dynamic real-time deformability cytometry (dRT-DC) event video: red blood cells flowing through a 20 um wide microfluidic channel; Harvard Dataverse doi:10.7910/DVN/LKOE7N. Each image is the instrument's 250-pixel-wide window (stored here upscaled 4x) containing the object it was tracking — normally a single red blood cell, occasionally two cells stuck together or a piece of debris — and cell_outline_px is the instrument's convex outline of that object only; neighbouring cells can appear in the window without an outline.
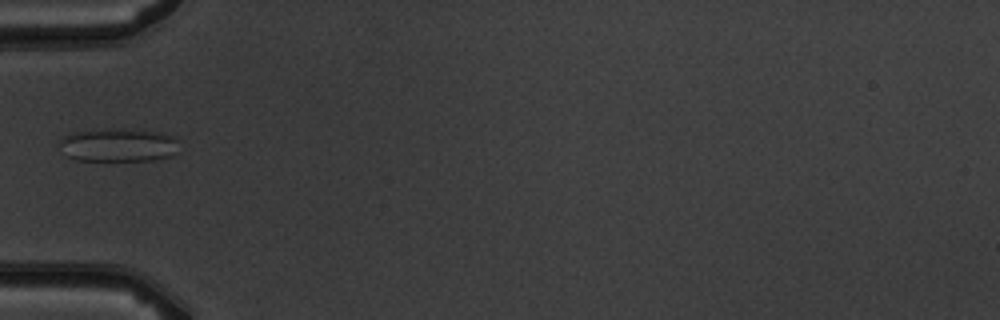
{"species": "common noctule bat (a hibernating species)", "species_latin": "Nyctalus noctula", "temperature_condition": "warm", "stored_images_in_passage": 1, "camera_frame_rate_fps": 3000, "um_per_image_px": 0.085, "animal": {"sex": "male", "body_mass_g": 19.5, "forearm_length_mm": 54.6}, "frame": {"image": 1, "passage_image": 1, "time_ms": 0.0, "image_size_px": [1000, 320], "cell_outline_px": [[184, 140], [176, 152], [168, 156], [152, 160], [76, 160], [64, 156], [60, 152], [60, 140], [64, 136], [72, 132], [104, 128], [160, 132], [176, 136]], "centroid_in_image_um": [10.08, 12.32], "position_along_channel_um": 74.9, "area_um2": 23.76}}